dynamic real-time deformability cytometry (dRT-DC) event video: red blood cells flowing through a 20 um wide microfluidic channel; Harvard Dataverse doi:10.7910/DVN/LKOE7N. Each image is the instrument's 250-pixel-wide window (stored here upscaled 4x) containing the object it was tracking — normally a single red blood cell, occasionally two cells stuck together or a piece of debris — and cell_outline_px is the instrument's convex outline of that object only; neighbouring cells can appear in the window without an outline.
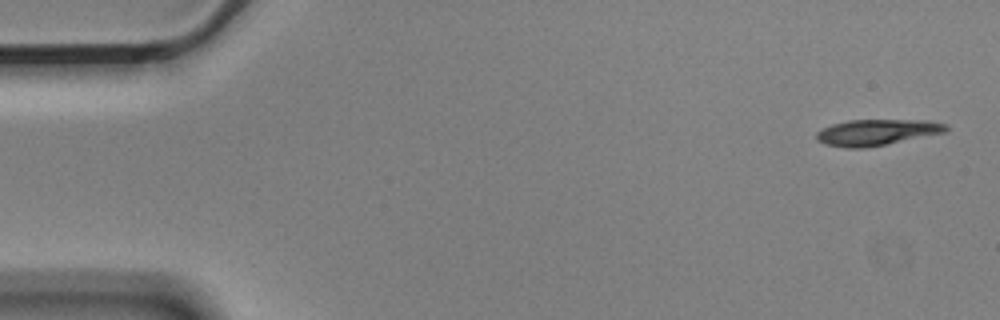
{"species": "Egyptian fruit bat (a non-hibernating species)", "species_latin": "Rousettus aegyptiacus", "temperature_condition": "cold", "stored_images_in_passage": 5, "camera_frame_rate_fps": 3000, "um_per_image_px": 0.085, "animal": {"sex": "male"}, "frame": {"image": 1, "passage_image": 1, "time_ms": 0.0, "image_size_px": [1000, 320], "cell_outline_px": [[948, 132], [884, 144], [860, 148], [848, 148], [824, 144], [816, 140], [816, 132], [832, 124], [848, 120], [928, 120], [948, 124]], "centroid_in_image_um": [74.55, 11.23], "position_along_channel_um": 10.5, "area_um2": 19.59}}
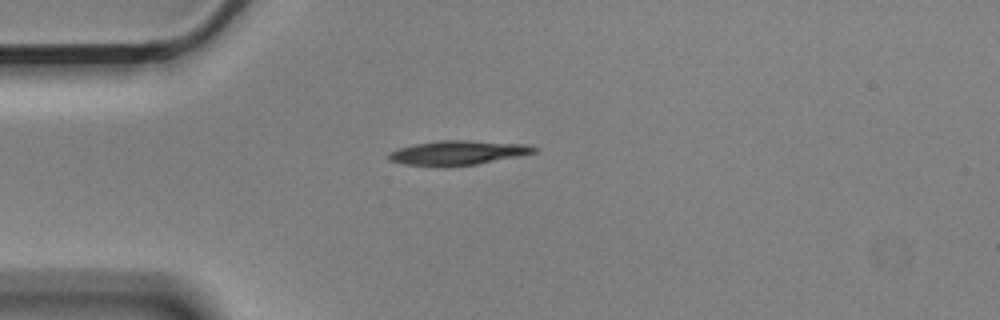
{"frame": {"image": 2, "passage_image": 4, "time_ms": 1.0, "image_size_px": [1000, 320], "cell_outline_px": [[536, 152], [520, 156], [476, 164], [448, 168], [444, 168], [404, 164], [388, 160], [388, 156], [392, 152], [400, 148], [416, 144], [440, 140], [468, 140], [528, 144], [536, 148]], "centroid_in_image_um": [38.93, 13.0], "position_along_channel_um": 46.1, "area_um2": 20.87}}
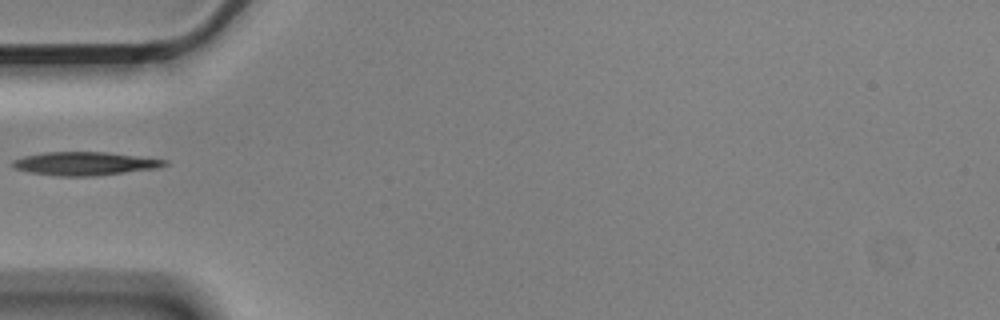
{"frame": {"image": 3, "passage_image": 5, "time_ms": 1.333, "image_size_px": [1000, 320], "cell_outline_px": [[168, 164], [160, 168], [96, 176], [56, 176], [28, 172], [12, 168], [12, 160], [24, 156], [44, 152], [104, 152], [168, 160]], "centroid_in_image_um": [7.19, 13.91], "position_along_channel_um": 77.8, "area_um2": 20.87}}